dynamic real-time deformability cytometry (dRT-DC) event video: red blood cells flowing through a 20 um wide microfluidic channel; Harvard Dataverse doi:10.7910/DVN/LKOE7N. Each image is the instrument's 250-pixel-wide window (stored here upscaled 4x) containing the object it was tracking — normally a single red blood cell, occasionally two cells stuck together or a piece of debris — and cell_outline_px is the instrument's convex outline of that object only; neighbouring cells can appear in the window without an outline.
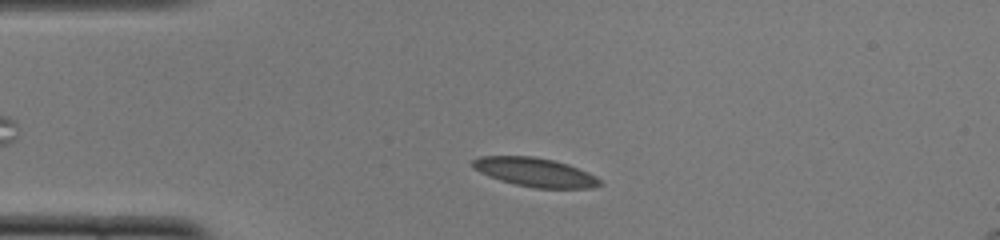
{"species": "common noctule bat (a hibernating species)", "species_latin": "Nyctalus noctula", "temperature_condition": "cold", "stored_images_in_passage": 35, "camera_frame_rate_fps": 3000, "um_per_image_px": 0.085, "animal": {"sex": "female", "body_mass_g": 22.0, "forearm_length_mm": 56.7}, "frame": {"image": 1, "passage_image": 6, "time_ms": 1.667, "image_size_px": [1000, 240], "cell_outline_px": [[604, 184], [592, 188], [536, 188], [516, 184], [500, 180], [488, 176], [472, 168], [472, 160], [480, 156], [532, 156], [552, 160], [568, 164], [588, 172], [596, 176]], "centroid_in_image_um": [45.48, 14.64], "position_along_channel_um": 39.5, "area_um2": 21.39}}
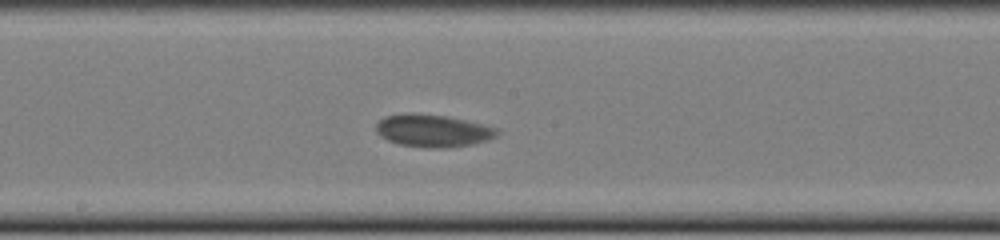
{"frame": {"image": 2, "passage_image": 22, "time_ms": 7.0, "image_size_px": [1000, 240], "cell_outline_px": [[500, 132], [496, 136], [488, 140], [472, 144], [448, 148], [428, 148], [400, 144], [388, 140], [380, 136], [376, 132], [376, 124], [384, 116], [404, 112], [444, 116], [464, 120], [496, 128]], "centroid_in_image_um": [36.76, 11.11], "position_along_channel_um": 211.4, "area_um2": 22.83}}
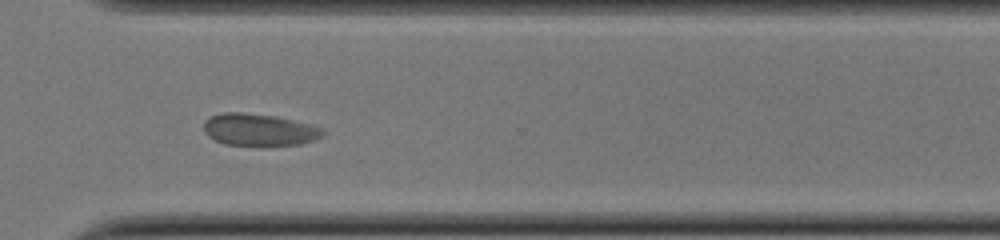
{"frame": {"image": 3, "passage_image": 33, "time_ms": 10.667, "image_size_px": [1000, 240], "cell_outline_px": [[324, 136], [300, 144], [224, 144], [208, 136], [204, 132], [204, 120], [212, 116], [224, 112], [244, 112], [276, 116], [312, 124], [324, 128]], "centroid_in_image_um": [22.04, 11.0], "position_along_channel_um": 348.6, "area_um2": 22.02}, "authors_computed_cell_mechanics": {"area_um2": 21.5594, "velocity_mm_per_s": 3.722, "shape_relaxation_time_tau1_ms": 5.9992, "shape_relaxation_time_tau2_ms": null, "deformation_change_tau1": 0.1241, "deformation_change_tau2": null}}